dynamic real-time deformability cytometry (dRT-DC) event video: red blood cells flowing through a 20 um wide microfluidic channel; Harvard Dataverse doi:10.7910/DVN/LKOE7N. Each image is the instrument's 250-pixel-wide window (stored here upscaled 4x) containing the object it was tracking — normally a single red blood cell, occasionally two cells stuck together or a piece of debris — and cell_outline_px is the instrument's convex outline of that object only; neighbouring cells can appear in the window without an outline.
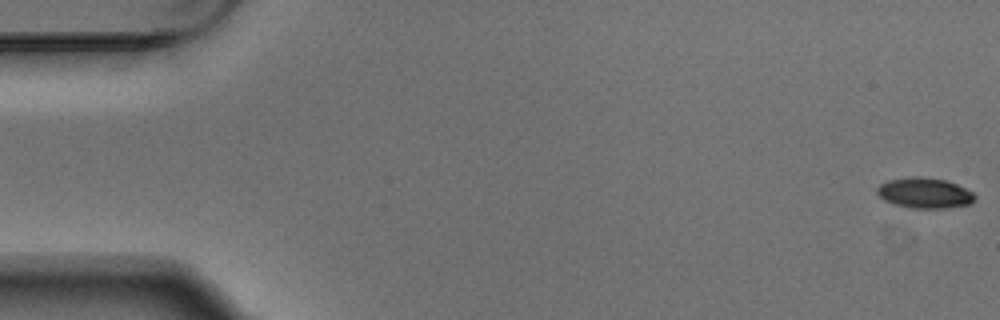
{"species": "Egyptian fruit bat (a non-hibernating species)", "species_latin": "Rousettus aegyptiacus", "temperature_condition": "warm", "stored_images_in_passage": 5, "camera_frame_rate_fps": 3000, "um_per_image_px": 0.085, "animal": {"sex": "male"}, "frame": {"image": 1, "passage_image": 1, "time_ms": 0.0, "image_size_px": [1000, 320], "cell_outline_px": [[976, 200], [972, 204], [948, 208], [908, 208], [884, 200], [876, 192], [876, 188], [880, 184], [888, 180], [912, 176], [920, 176], [944, 180], [956, 184], [972, 192], [976, 196]], "centroid_in_image_um": [78.6, 16.41], "position_along_channel_um": 6.4, "area_um2": 17.46}}
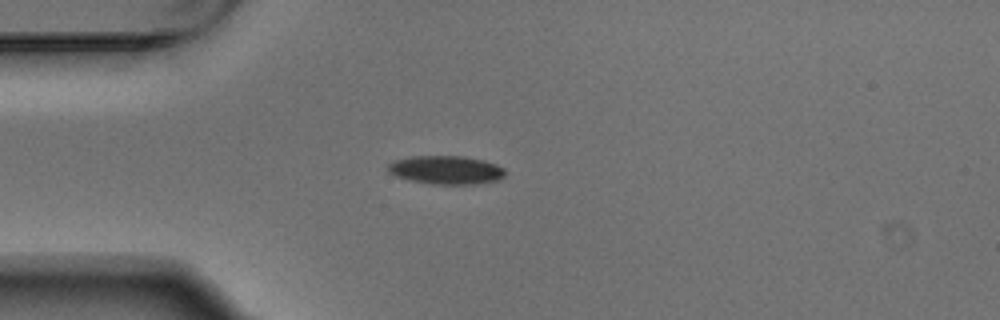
{"frame": {"image": 2, "passage_image": 5, "time_ms": 1.333, "image_size_px": [1000, 320], "cell_outline_px": [[504, 176], [500, 180], [472, 184], [432, 184], [408, 180], [396, 176], [388, 172], [388, 164], [392, 160], [412, 156], [464, 156], [484, 160], [496, 164], [504, 168]], "centroid_in_image_um": [37.9, 14.44], "position_along_channel_um": 47.1, "area_um2": 19.59}}